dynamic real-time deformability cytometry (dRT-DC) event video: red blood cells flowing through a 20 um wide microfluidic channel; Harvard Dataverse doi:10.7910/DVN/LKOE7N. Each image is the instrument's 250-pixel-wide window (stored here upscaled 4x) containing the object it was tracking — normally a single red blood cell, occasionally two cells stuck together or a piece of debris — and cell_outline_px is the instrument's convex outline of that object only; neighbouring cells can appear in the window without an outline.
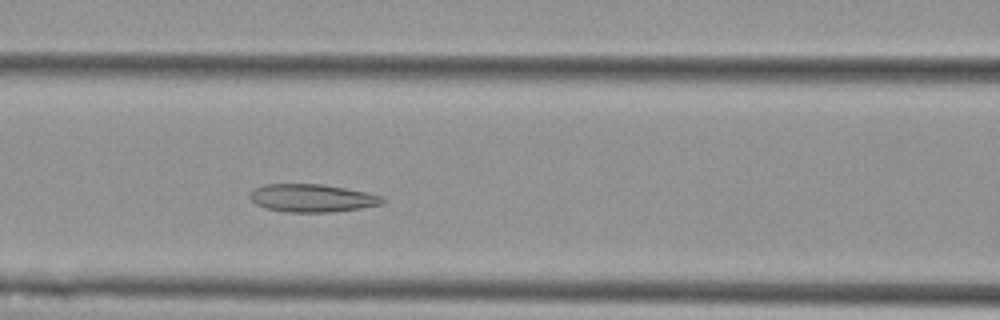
{"species": "Egyptian fruit bat (a non-hibernating species)", "species_latin": "Rousettus aegyptiacus", "temperature_condition": "cold", "stored_images_in_passage": 48, "camera_frame_rate_fps": 3000, "um_per_image_px": 0.085, "animal": {"sex": "female"}, "frame": {"image": 1, "passage_image": 16, "time_ms": 5.0, "image_size_px": [1000, 320], "cell_outline_px": [[384, 204], [360, 208], [332, 212], [288, 212], [264, 208], [256, 204], [248, 196], [256, 188], [264, 184], [320, 184], [368, 192], [384, 196]], "centroid_in_image_um": [26.55, 16.84], "position_along_channel_um": 140.0, "area_um2": 21.56}}
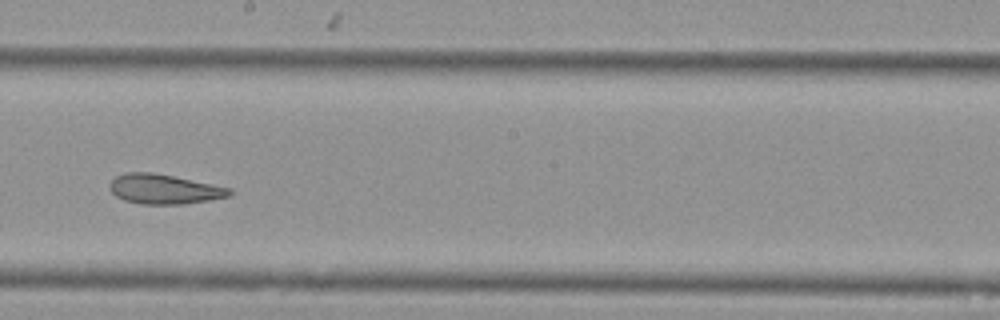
{"frame": {"image": 2, "passage_image": 24, "time_ms": 7.667, "image_size_px": [1000, 320], "cell_outline_px": [[232, 196], [184, 204], [140, 204], [124, 200], [116, 196], [108, 188], [108, 184], [116, 176], [124, 172], [152, 172], [232, 188]], "centroid_in_image_um": [13.93, 16.08], "position_along_channel_um": 234.3, "area_um2": 20.81}}
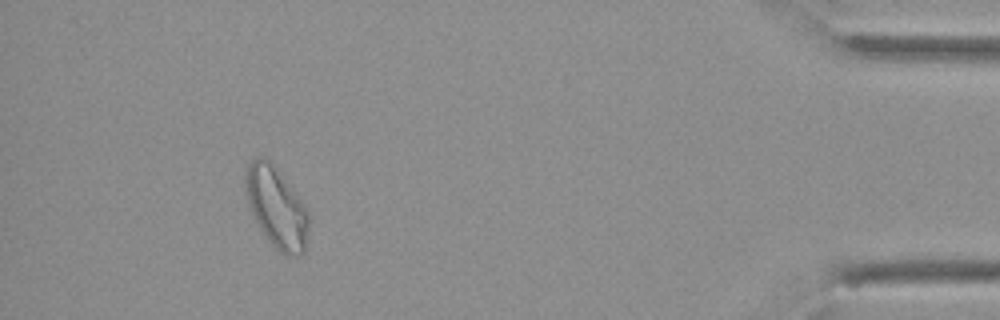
{"frame": {"image": 3, "passage_image": 44, "time_ms": 14.333, "image_size_px": [1000, 320], "cell_outline_px": [[308, 228], [304, 252], [300, 256], [288, 256], [280, 252], [268, 240], [260, 228], [248, 204], [244, 188], [244, 172], [248, 164], [256, 156], [264, 156], [268, 160], [304, 204], [308, 212]], "centroid_in_image_um": [23.47, 17.63], "position_along_channel_um": 411.7, "area_um2": 29.36}, "authors_computed_cell_mechanics": {"area_um2": 23.987, "velocity_mm_per_s": 3.5539, "shape_relaxation_time_tau1_ms": null, "shape_relaxation_time_tau2_ms": 4.0215, "deformation_change_tau1": null, "deformation_change_tau2": 0.0888}}